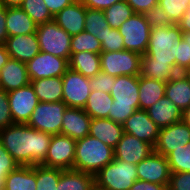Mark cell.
<instances>
[{
    "instance_id": "obj_1",
    "label": "cell",
    "mask_w": 190,
    "mask_h": 190,
    "mask_svg": "<svg viewBox=\"0 0 190 190\" xmlns=\"http://www.w3.org/2000/svg\"><path fill=\"white\" fill-rule=\"evenodd\" d=\"M51 137L27 124H12L0 130L3 147L20 166L40 165L46 158Z\"/></svg>"
},
{
    "instance_id": "obj_2",
    "label": "cell",
    "mask_w": 190,
    "mask_h": 190,
    "mask_svg": "<svg viewBox=\"0 0 190 190\" xmlns=\"http://www.w3.org/2000/svg\"><path fill=\"white\" fill-rule=\"evenodd\" d=\"M110 95L113 102L108 118L122 124L132 113L140 109L139 76L121 75L115 77Z\"/></svg>"
},
{
    "instance_id": "obj_3",
    "label": "cell",
    "mask_w": 190,
    "mask_h": 190,
    "mask_svg": "<svg viewBox=\"0 0 190 190\" xmlns=\"http://www.w3.org/2000/svg\"><path fill=\"white\" fill-rule=\"evenodd\" d=\"M114 159V148L93 136L76 140L73 169L95 175Z\"/></svg>"
},
{
    "instance_id": "obj_4",
    "label": "cell",
    "mask_w": 190,
    "mask_h": 190,
    "mask_svg": "<svg viewBox=\"0 0 190 190\" xmlns=\"http://www.w3.org/2000/svg\"><path fill=\"white\" fill-rule=\"evenodd\" d=\"M182 31L178 24L165 27L151 28L146 55L153 58V62L170 64L176 70V57Z\"/></svg>"
},
{
    "instance_id": "obj_5",
    "label": "cell",
    "mask_w": 190,
    "mask_h": 190,
    "mask_svg": "<svg viewBox=\"0 0 190 190\" xmlns=\"http://www.w3.org/2000/svg\"><path fill=\"white\" fill-rule=\"evenodd\" d=\"M94 176L95 185L106 190H130L138 180L136 165L115 158Z\"/></svg>"
},
{
    "instance_id": "obj_6",
    "label": "cell",
    "mask_w": 190,
    "mask_h": 190,
    "mask_svg": "<svg viewBox=\"0 0 190 190\" xmlns=\"http://www.w3.org/2000/svg\"><path fill=\"white\" fill-rule=\"evenodd\" d=\"M36 34L40 51L69 61L72 36L64 31L54 20L37 25Z\"/></svg>"
},
{
    "instance_id": "obj_7",
    "label": "cell",
    "mask_w": 190,
    "mask_h": 190,
    "mask_svg": "<svg viewBox=\"0 0 190 190\" xmlns=\"http://www.w3.org/2000/svg\"><path fill=\"white\" fill-rule=\"evenodd\" d=\"M67 105L59 102H39L27 122L29 127L50 135L61 134L62 120Z\"/></svg>"
},
{
    "instance_id": "obj_8",
    "label": "cell",
    "mask_w": 190,
    "mask_h": 190,
    "mask_svg": "<svg viewBox=\"0 0 190 190\" xmlns=\"http://www.w3.org/2000/svg\"><path fill=\"white\" fill-rule=\"evenodd\" d=\"M142 55L128 50L101 52V71L118 77L121 75L139 76Z\"/></svg>"
},
{
    "instance_id": "obj_9",
    "label": "cell",
    "mask_w": 190,
    "mask_h": 190,
    "mask_svg": "<svg viewBox=\"0 0 190 190\" xmlns=\"http://www.w3.org/2000/svg\"><path fill=\"white\" fill-rule=\"evenodd\" d=\"M120 35L124 38V49L145 54L149 44L151 27L146 22L144 14L135 13L119 28Z\"/></svg>"
},
{
    "instance_id": "obj_10",
    "label": "cell",
    "mask_w": 190,
    "mask_h": 190,
    "mask_svg": "<svg viewBox=\"0 0 190 190\" xmlns=\"http://www.w3.org/2000/svg\"><path fill=\"white\" fill-rule=\"evenodd\" d=\"M76 140L65 135H52L45 160L40 164L48 168L73 169Z\"/></svg>"
},
{
    "instance_id": "obj_11",
    "label": "cell",
    "mask_w": 190,
    "mask_h": 190,
    "mask_svg": "<svg viewBox=\"0 0 190 190\" xmlns=\"http://www.w3.org/2000/svg\"><path fill=\"white\" fill-rule=\"evenodd\" d=\"M62 101L70 108L84 109L91 92L89 78L68 69L62 76Z\"/></svg>"
},
{
    "instance_id": "obj_12",
    "label": "cell",
    "mask_w": 190,
    "mask_h": 190,
    "mask_svg": "<svg viewBox=\"0 0 190 190\" xmlns=\"http://www.w3.org/2000/svg\"><path fill=\"white\" fill-rule=\"evenodd\" d=\"M30 81L50 77H62L69 69L67 59L40 51L26 63Z\"/></svg>"
},
{
    "instance_id": "obj_13",
    "label": "cell",
    "mask_w": 190,
    "mask_h": 190,
    "mask_svg": "<svg viewBox=\"0 0 190 190\" xmlns=\"http://www.w3.org/2000/svg\"><path fill=\"white\" fill-rule=\"evenodd\" d=\"M8 101L14 124H27L39 100L31 84L9 91Z\"/></svg>"
},
{
    "instance_id": "obj_14",
    "label": "cell",
    "mask_w": 190,
    "mask_h": 190,
    "mask_svg": "<svg viewBox=\"0 0 190 190\" xmlns=\"http://www.w3.org/2000/svg\"><path fill=\"white\" fill-rule=\"evenodd\" d=\"M190 142V127L182 120L161 128L154 152L167 157L175 149H179Z\"/></svg>"
},
{
    "instance_id": "obj_15",
    "label": "cell",
    "mask_w": 190,
    "mask_h": 190,
    "mask_svg": "<svg viewBox=\"0 0 190 190\" xmlns=\"http://www.w3.org/2000/svg\"><path fill=\"white\" fill-rule=\"evenodd\" d=\"M138 180L156 184L168 185L171 171L167 157L152 152L137 165Z\"/></svg>"
},
{
    "instance_id": "obj_16",
    "label": "cell",
    "mask_w": 190,
    "mask_h": 190,
    "mask_svg": "<svg viewBox=\"0 0 190 190\" xmlns=\"http://www.w3.org/2000/svg\"><path fill=\"white\" fill-rule=\"evenodd\" d=\"M124 132L133 135L153 147L155 146L160 128L149 117L147 111L138 109L132 113L123 123Z\"/></svg>"
},
{
    "instance_id": "obj_17",
    "label": "cell",
    "mask_w": 190,
    "mask_h": 190,
    "mask_svg": "<svg viewBox=\"0 0 190 190\" xmlns=\"http://www.w3.org/2000/svg\"><path fill=\"white\" fill-rule=\"evenodd\" d=\"M154 151V147L133 135L123 133L114 149V158L137 165Z\"/></svg>"
},
{
    "instance_id": "obj_18",
    "label": "cell",
    "mask_w": 190,
    "mask_h": 190,
    "mask_svg": "<svg viewBox=\"0 0 190 190\" xmlns=\"http://www.w3.org/2000/svg\"><path fill=\"white\" fill-rule=\"evenodd\" d=\"M5 47L10 58L24 63L32 60L40 52L36 33L8 37Z\"/></svg>"
},
{
    "instance_id": "obj_19",
    "label": "cell",
    "mask_w": 190,
    "mask_h": 190,
    "mask_svg": "<svg viewBox=\"0 0 190 190\" xmlns=\"http://www.w3.org/2000/svg\"><path fill=\"white\" fill-rule=\"evenodd\" d=\"M86 7L80 0H76L59 11L53 20L69 35L74 36L85 29Z\"/></svg>"
},
{
    "instance_id": "obj_20",
    "label": "cell",
    "mask_w": 190,
    "mask_h": 190,
    "mask_svg": "<svg viewBox=\"0 0 190 190\" xmlns=\"http://www.w3.org/2000/svg\"><path fill=\"white\" fill-rule=\"evenodd\" d=\"M91 117L81 108L67 107L62 120L61 135L69 136L74 140L89 135Z\"/></svg>"
},
{
    "instance_id": "obj_21",
    "label": "cell",
    "mask_w": 190,
    "mask_h": 190,
    "mask_svg": "<svg viewBox=\"0 0 190 190\" xmlns=\"http://www.w3.org/2000/svg\"><path fill=\"white\" fill-rule=\"evenodd\" d=\"M0 84L6 92L29 85L26 63L10 58L0 70Z\"/></svg>"
},
{
    "instance_id": "obj_22",
    "label": "cell",
    "mask_w": 190,
    "mask_h": 190,
    "mask_svg": "<svg viewBox=\"0 0 190 190\" xmlns=\"http://www.w3.org/2000/svg\"><path fill=\"white\" fill-rule=\"evenodd\" d=\"M123 133L124 129L121 123L114 122L109 118H91L89 135L96 137L111 148L115 149Z\"/></svg>"
},
{
    "instance_id": "obj_23",
    "label": "cell",
    "mask_w": 190,
    "mask_h": 190,
    "mask_svg": "<svg viewBox=\"0 0 190 190\" xmlns=\"http://www.w3.org/2000/svg\"><path fill=\"white\" fill-rule=\"evenodd\" d=\"M146 111L160 129L182 120L183 111L166 96L160 98Z\"/></svg>"
},
{
    "instance_id": "obj_24",
    "label": "cell",
    "mask_w": 190,
    "mask_h": 190,
    "mask_svg": "<svg viewBox=\"0 0 190 190\" xmlns=\"http://www.w3.org/2000/svg\"><path fill=\"white\" fill-rule=\"evenodd\" d=\"M6 29L8 37L36 33L37 25L20 7L7 8Z\"/></svg>"
},
{
    "instance_id": "obj_25",
    "label": "cell",
    "mask_w": 190,
    "mask_h": 190,
    "mask_svg": "<svg viewBox=\"0 0 190 190\" xmlns=\"http://www.w3.org/2000/svg\"><path fill=\"white\" fill-rule=\"evenodd\" d=\"M165 96L184 111L190 105V82L184 73H177L166 82Z\"/></svg>"
},
{
    "instance_id": "obj_26",
    "label": "cell",
    "mask_w": 190,
    "mask_h": 190,
    "mask_svg": "<svg viewBox=\"0 0 190 190\" xmlns=\"http://www.w3.org/2000/svg\"><path fill=\"white\" fill-rule=\"evenodd\" d=\"M31 86L39 102H59L63 96L62 77L31 80Z\"/></svg>"
},
{
    "instance_id": "obj_27",
    "label": "cell",
    "mask_w": 190,
    "mask_h": 190,
    "mask_svg": "<svg viewBox=\"0 0 190 190\" xmlns=\"http://www.w3.org/2000/svg\"><path fill=\"white\" fill-rule=\"evenodd\" d=\"M166 82L139 75L140 109L147 110L160 98L165 96Z\"/></svg>"
},
{
    "instance_id": "obj_28",
    "label": "cell",
    "mask_w": 190,
    "mask_h": 190,
    "mask_svg": "<svg viewBox=\"0 0 190 190\" xmlns=\"http://www.w3.org/2000/svg\"><path fill=\"white\" fill-rule=\"evenodd\" d=\"M95 176L75 169H61L56 190H92Z\"/></svg>"
},
{
    "instance_id": "obj_29",
    "label": "cell",
    "mask_w": 190,
    "mask_h": 190,
    "mask_svg": "<svg viewBox=\"0 0 190 190\" xmlns=\"http://www.w3.org/2000/svg\"><path fill=\"white\" fill-rule=\"evenodd\" d=\"M5 190H36V165L18 166L5 179Z\"/></svg>"
},
{
    "instance_id": "obj_30",
    "label": "cell",
    "mask_w": 190,
    "mask_h": 190,
    "mask_svg": "<svg viewBox=\"0 0 190 190\" xmlns=\"http://www.w3.org/2000/svg\"><path fill=\"white\" fill-rule=\"evenodd\" d=\"M69 69L81 73L85 77H94L101 71L100 54L78 52L71 54Z\"/></svg>"
},
{
    "instance_id": "obj_31",
    "label": "cell",
    "mask_w": 190,
    "mask_h": 190,
    "mask_svg": "<svg viewBox=\"0 0 190 190\" xmlns=\"http://www.w3.org/2000/svg\"><path fill=\"white\" fill-rule=\"evenodd\" d=\"M178 72L170 65L153 62V58L146 54L141 57L140 76L156 79L162 82L170 81Z\"/></svg>"
},
{
    "instance_id": "obj_32",
    "label": "cell",
    "mask_w": 190,
    "mask_h": 190,
    "mask_svg": "<svg viewBox=\"0 0 190 190\" xmlns=\"http://www.w3.org/2000/svg\"><path fill=\"white\" fill-rule=\"evenodd\" d=\"M113 98L110 93L91 90L84 111L91 118H108Z\"/></svg>"
},
{
    "instance_id": "obj_33",
    "label": "cell",
    "mask_w": 190,
    "mask_h": 190,
    "mask_svg": "<svg viewBox=\"0 0 190 190\" xmlns=\"http://www.w3.org/2000/svg\"><path fill=\"white\" fill-rule=\"evenodd\" d=\"M108 25L118 29L126 20L135 13L125 0H121L103 10Z\"/></svg>"
},
{
    "instance_id": "obj_34",
    "label": "cell",
    "mask_w": 190,
    "mask_h": 190,
    "mask_svg": "<svg viewBox=\"0 0 190 190\" xmlns=\"http://www.w3.org/2000/svg\"><path fill=\"white\" fill-rule=\"evenodd\" d=\"M108 25L103 10L86 8L85 31L95 36L100 43Z\"/></svg>"
},
{
    "instance_id": "obj_35",
    "label": "cell",
    "mask_w": 190,
    "mask_h": 190,
    "mask_svg": "<svg viewBox=\"0 0 190 190\" xmlns=\"http://www.w3.org/2000/svg\"><path fill=\"white\" fill-rule=\"evenodd\" d=\"M78 52L100 54L102 52V45L95 36L84 30L79 34L72 36L71 39V54Z\"/></svg>"
},
{
    "instance_id": "obj_36",
    "label": "cell",
    "mask_w": 190,
    "mask_h": 190,
    "mask_svg": "<svg viewBox=\"0 0 190 190\" xmlns=\"http://www.w3.org/2000/svg\"><path fill=\"white\" fill-rule=\"evenodd\" d=\"M61 169L36 165V190H56Z\"/></svg>"
},
{
    "instance_id": "obj_37",
    "label": "cell",
    "mask_w": 190,
    "mask_h": 190,
    "mask_svg": "<svg viewBox=\"0 0 190 190\" xmlns=\"http://www.w3.org/2000/svg\"><path fill=\"white\" fill-rule=\"evenodd\" d=\"M20 8L32 18L36 25L53 20L44 0H23Z\"/></svg>"
},
{
    "instance_id": "obj_38",
    "label": "cell",
    "mask_w": 190,
    "mask_h": 190,
    "mask_svg": "<svg viewBox=\"0 0 190 190\" xmlns=\"http://www.w3.org/2000/svg\"><path fill=\"white\" fill-rule=\"evenodd\" d=\"M171 172H190V142L167 156Z\"/></svg>"
},
{
    "instance_id": "obj_39",
    "label": "cell",
    "mask_w": 190,
    "mask_h": 190,
    "mask_svg": "<svg viewBox=\"0 0 190 190\" xmlns=\"http://www.w3.org/2000/svg\"><path fill=\"white\" fill-rule=\"evenodd\" d=\"M158 4L176 24L189 9V0H159Z\"/></svg>"
},
{
    "instance_id": "obj_40",
    "label": "cell",
    "mask_w": 190,
    "mask_h": 190,
    "mask_svg": "<svg viewBox=\"0 0 190 190\" xmlns=\"http://www.w3.org/2000/svg\"><path fill=\"white\" fill-rule=\"evenodd\" d=\"M102 37V52H117L124 49V38L120 35L119 29H113L109 25Z\"/></svg>"
},
{
    "instance_id": "obj_41",
    "label": "cell",
    "mask_w": 190,
    "mask_h": 190,
    "mask_svg": "<svg viewBox=\"0 0 190 190\" xmlns=\"http://www.w3.org/2000/svg\"><path fill=\"white\" fill-rule=\"evenodd\" d=\"M144 17L151 28L165 27L167 25L176 24L168 15L164 13L159 4L144 13Z\"/></svg>"
},
{
    "instance_id": "obj_42",
    "label": "cell",
    "mask_w": 190,
    "mask_h": 190,
    "mask_svg": "<svg viewBox=\"0 0 190 190\" xmlns=\"http://www.w3.org/2000/svg\"><path fill=\"white\" fill-rule=\"evenodd\" d=\"M91 90L104 91L110 93L112 84L115 83V77L100 71L94 77L89 78Z\"/></svg>"
},
{
    "instance_id": "obj_43",
    "label": "cell",
    "mask_w": 190,
    "mask_h": 190,
    "mask_svg": "<svg viewBox=\"0 0 190 190\" xmlns=\"http://www.w3.org/2000/svg\"><path fill=\"white\" fill-rule=\"evenodd\" d=\"M190 69V44L181 39L177 57H176V71L183 73Z\"/></svg>"
},
{
    "instance_id": "obj_44",
    "label": "cell",
    "mask_w": 190,
    "mask_h": 190,
    "mask_svg": "<svg viewBox=\"0 0 190 190\" xmlns=\"http://www.w3.org/2000/svg\"><path fill=\"white\" fill-rule=\"evenodd\" d=\"M168 190H190V172H171Z\"/></svg>"
},
{
    "instance_id": "obj_45",
    "label": "cell",
    "mask_w": 190,
    "mask_h": 190,
    "mask_svg": "<svg viewBox=\"0 0 190 190\" xmlns=\"http://www.w3.org/2000/svg\"><path fill=\"white\" fill-rule=\"evenodd\" d=\"M14 124L10 112L8 92L0 91V130Z\"/></svg>"
},
{
    "instance_id": "obj_46",
    "label": "cell",
    "mask_w": 190,
    "mask_h": 190,
    "mask_svg": "<svg viewBox=\"0 0 190 190\" xmlns=\"http://www.w3.org/2000/svg\"><path fill=\"white\" fill-rule=\"evenodd\" d=\"M18 163L14 158L6 151L0 140V175L6 176L18 167Z\"/></svg>"
},
{
    "instance_id": "obj_47",
    "label": "cell",
    "mask_w": 190,
    "mask_h": 190,
    "mask_svg": "<svg viewBox=\"0 0 190 190\" xmlns=\"http://www.w3.org/2000/svg\"><path fill=\"white\" fill-rule=\"evenodd\" d=\"M134 13L144 14L158 4L159 0H125Z\"/></svg>"
},
{
    "instance_id": "obj_48",
    "label": "cell",
    "mask_w": 190,
    "mask_h": 190,
    "mask_svg": "<svg viewBox=\"0 0 190 190\" xmlns=\"http://www.w3.org/2000/svg\"><path fill=\"white\" fill-rule=\"evenodd\" d=\"M76 0H44L47 9L54 17L59 11L63 10L66 6L70 5Z\"/></svg>"
},
{
    "instance_id": "obj_49",
    "label": "cell",
    "mask_w": 190,
    "mask_h": 190,
    "mask_svg": "<svg viewBox=\"0 0 190 190\" xmlns=\"http://www.w3.org/2000/svg\"><path fill=\"white\" fill-rule=\"evenodd\" d=\"M86 8L104 10L121 0H80Z\"/></svg>"
},
{
    "instance_id": "obj_50",
    "label": "cell",
    "mask_w": 190,
    "mask_h": 190,
    "mask_svg": "<svg viewBox=\"0 0 190 190\" xmlns=\"http://www.w3.org/2000/svg\"><path fill=\"white\" fill-rule=\"evenodd\" d=\"M130 190H168L167 185L136 180Z\"/></svg>"
},
{
    "instance_id": "obj_51",
    "label": "cell",
    "mask_w": 190,
    "mask_h": 190,
    "mask_svg": "<svg viewBox=\"0 0 190 190\" xmlns=\"http://www.w3.org/2000/svg\"><path fill=\"white\" fill-rule=\"evenodd\" d=\"M6 15L7 8L0 4V45L5 44L6 39L8 38L6 29Z\"/></svg>"
},
{
    "instance_id": "obj_52",
    "label": "cell",
    "mask_w": 190,
    "mask_h": 190,
    "mask_svg": "<svg viewBox=\"0 0 190 190\" xmlns=\"http://www.w3.org/2000/svg\"><path fill=\"white\" fill-rule=\"evenodd\" d=\"M180 30L182 32H190V7L182 16V19L178 22Z\"/></svg>"
},
{
    "instance_id": "obj_53",
    "label": "cell",
    "mask_w": 190,
    "mask_h": 190,
    "mask_svg": "<svg viewBox=\"0 0 190 190\" xmlns=\"http://www.w3.org/2000/svg\"><path fill=\"white\" fill-rule=\"evenodd\" d=\"M10 59V56L6 50L5 44L0 45V70L3 68V66L7 63V61Z\"/></svg>"
},
{
    "instance_id": "obj_54",
    "label": "cell",
    "mask_w": 190,
    "mask_h": 190,
    "mask_svg": "<svg viewBox=\"0 0 190 190\" xmlns=\"http://www.w3.org/2000/svg\"><path fill=\"white\" fill-rule=\"evenodd\" d=\"M23 0H0V4L5 8L20 7Z\"/></svg>"
},
{
    "instance_id": "obj_55",
    "label": "cell",
    "mask_w": 190,
    "mask_h": 190,
    "mask_svg": "<svg viewBox=\"0 0 190 190\" xmlns=\"http://www.w3.org/2000/svg\"><path fill=\"white\" fill-rule=\"evenodd\" d=\"M182 121L190 127V105L182 112Z\"/></svg>"
},
{
    "instance_id": "obj_56",
    "label": "cell",
    "mask_w": 190,
    "mask_h": 190,
    "mask_svg": "<svg viewBox=\"0 0 190 190\" xmlns=\"http://www.w3.org/2000/svg\"><path fill=\"white\" fill-rule=\"evenodd\" d=\"M182 39L190 44V32H182Z\"/></svg>"
},
{
    "instance_id": "obj_57",
    "label": "cell",
    "mask_w": 190,
    "mask_h": 190,
    "mask_svg": "<svg viewBox=\"0 0 190 190\" xmlns=\"http://www.w3.org/2000/svg\"><path fill=\"white\" fill-rule=\"evenodd\" d=\"M5 177L0 175V190H5Z\"/></svg>"
},
{
    "instance_id": "obj_58",
    "label": "cell",
    "mask_w": 190,
    "mask_h": 190,
    "mask_svg": "<svg viewBox=\"0 0 190 190\" xmlns=\"http://www.w3.org/2000/svg\"><path fill=\"white\" fill-rule=\"evenodd\" d=\"M183 73L186 75V77L188 78V80L190 82V69L187 70V71H185V72H183Z\"/></svg>"
},
{
    "instance_id": "obj_59",
    "label": "cell",
    "mask_w": 190,
    "mask_h": 190,
    "mask_svg": "<svg viewBox=\"0 0 190 190\" xmlns=\"http://www.w3.org/2000/svg\"><path fill=\"white\" fill-rule=\"evenodd\" d=\"M92 190H106V189H103V188L98 187L97 185H94Z\"/></svg>"
}]
</instances>
